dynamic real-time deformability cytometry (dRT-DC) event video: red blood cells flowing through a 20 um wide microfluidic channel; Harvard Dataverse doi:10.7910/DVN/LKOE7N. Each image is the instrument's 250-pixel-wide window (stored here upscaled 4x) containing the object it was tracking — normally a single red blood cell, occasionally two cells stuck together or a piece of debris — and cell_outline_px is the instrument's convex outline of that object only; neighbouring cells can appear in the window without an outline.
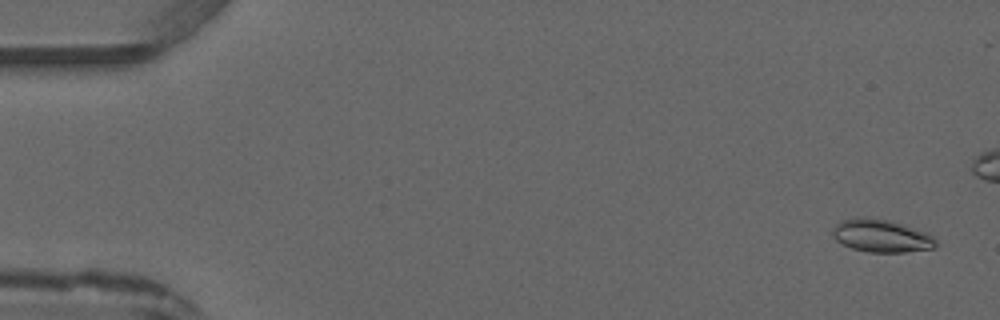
{"species": "common noctule bat (a hibernating species)", "species_latin": "Nyctalus noctula", "temperature_condition": "warm", "stored_images_in_passage": 5, "camera_frame_rate_fps": 3000, "um_per_image_px": 0.085, "animal": {"sex": "male", "forearm_length_mm": 52.5}, "frame": {"image": 1, "passage_image": 1, "time_ms": 0.0, "image_size_px": [1000, 320], "cell_outline_px": [[936, 248], [904, 252], [868, 252], [852, 248], [836, 240], [832, 236], [832, 228], [840, 220], [856, 216], [864, 216], [888, 220], [928, 232], [936, 240]], "centroid_in_image_um": [74.89, 20.03], "position_along_channel_um": 10.1, "area_um2": 19.94}}